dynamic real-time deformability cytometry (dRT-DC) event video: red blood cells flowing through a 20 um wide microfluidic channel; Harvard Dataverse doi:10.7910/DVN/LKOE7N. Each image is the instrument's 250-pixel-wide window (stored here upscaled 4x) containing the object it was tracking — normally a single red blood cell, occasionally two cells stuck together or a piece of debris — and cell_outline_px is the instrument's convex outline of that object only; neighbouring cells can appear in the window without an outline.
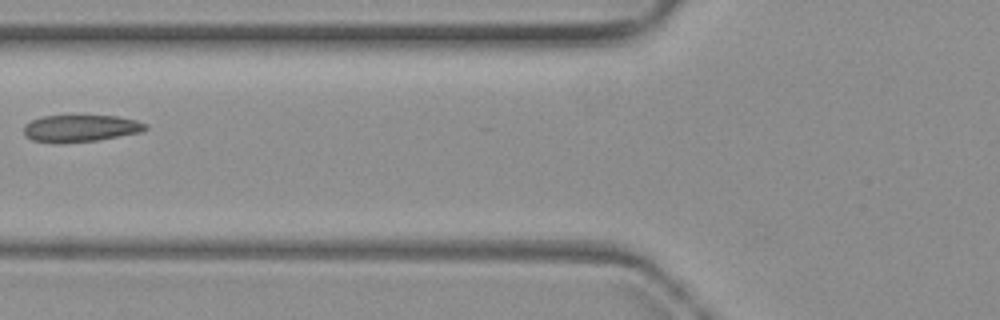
{"species": "common noctule bat (a hibernating species)", "species_latin": "Nyctalus noctula", "temperature_condition": "warm", "stored_images_in_passage": 3, "camera_frame_rate_fps": 3000, "um_per_image_px": 0.085, "animal": {"sex": "female", "body_mass_g": 19.3, "forearm_length_mm": 54.1}, "frame": {"image": 1, "passage_image": 3, "time_ms": 2.333, "image_size_px": [1000, 320], "cell_outline_px": [[148, 128], [140, 132], [100, 140], [64, 144], [52, 144], [32, 140], [24, 136], [24, 124], [32, 120], [44, 116], [116, 116], [136, 120], [148, 124]], "centroid_in_image_um": [6.81, 10.93], "position_along_channel_um": 119.0, "area_um2": 19.48}}